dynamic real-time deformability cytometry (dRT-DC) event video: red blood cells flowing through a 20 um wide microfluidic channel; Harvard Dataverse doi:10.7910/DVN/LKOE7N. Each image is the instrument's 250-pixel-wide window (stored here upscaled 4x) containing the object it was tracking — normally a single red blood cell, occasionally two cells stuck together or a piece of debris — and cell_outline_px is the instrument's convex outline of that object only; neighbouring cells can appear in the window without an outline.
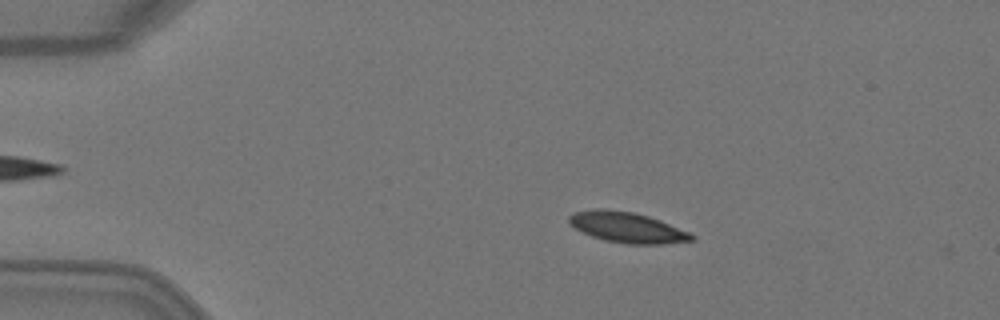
{"species": "Egyptian fruit bat (a non-hibernating species)", "species_latin": "Rousettus aegyptiacus", "temperature_condition": "warm", "stored_images_in_passage": 4, "camera_frame_rate_fps": 3000, "um_per_image_px": 0.085, "animal": {"sex": "female"}, "frame": {"image": 1, "passage_image": 2, "time_ms": 0.333, "image_size_px": [1000, 320], "cell_outline_px": [[696, 240], [664, 244], [628, 244], [604, 240], [592, 236], [568, 224], [568, 216], [572, 212], [596, 208], [600, 208], [632, 212], [648, 216], [660, 220], [692, 232], [696, 236]], "centroid_in_image_um": [53.34, 19.33], "position_along_channel_um": 31.7, "area_um2": 22.08}}
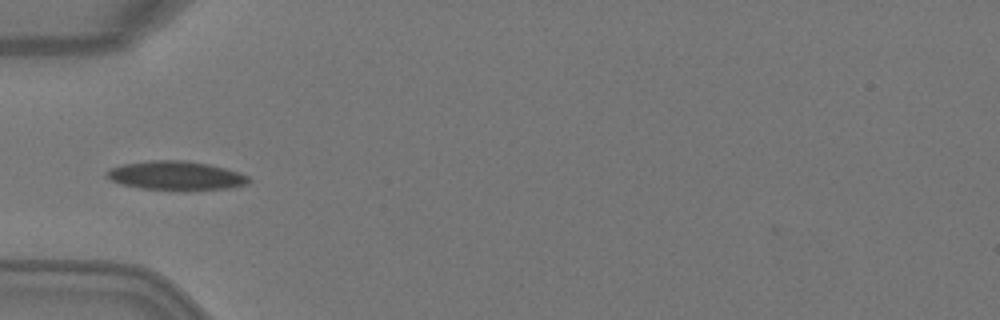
{"frame": {"image": 2, "passage_image": 4, "time_ms": 1.0, "image_size_px": [1000, 320], "cell_outline_px": [[252, 180], [248, 184], [232, 188], [140, 188], [120, 184], [104, 176], [104, 172], [108, 168], [124, 164], [148, 160], [184, 160], [208, 164], [240, 172], [248, 176]], "centroid_in_image_um": [14.92, 14.89], "position_along_channel_um": 70.1, "area_um2": 23.47}}